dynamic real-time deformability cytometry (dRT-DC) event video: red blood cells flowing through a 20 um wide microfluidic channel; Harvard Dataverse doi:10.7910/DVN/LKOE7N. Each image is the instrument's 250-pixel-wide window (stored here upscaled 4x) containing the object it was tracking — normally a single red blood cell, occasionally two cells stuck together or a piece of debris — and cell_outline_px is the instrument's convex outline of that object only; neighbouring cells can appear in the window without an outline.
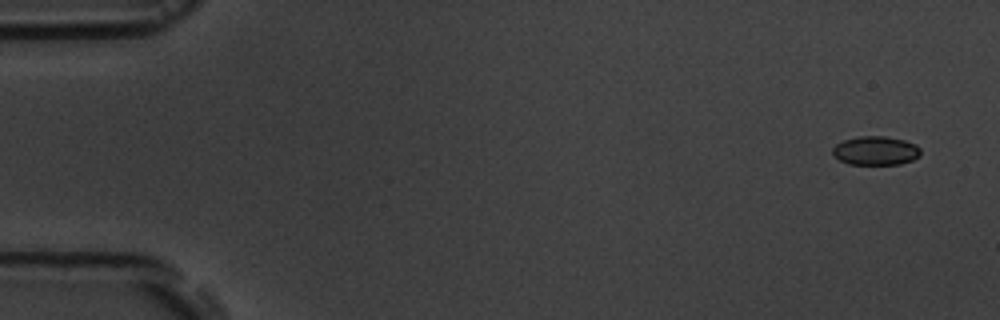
{"species": "common noctule bat (a hibernating species)", "species_latin": "Nyctalus noctula", "temperature_condition": "room temperature", "stored_images_in_passage": 6, "camera_frame_rate_fps": 3000, "um_per_image_px": 0.085, "animal": {"sex": "male", "body_mass_g": 19.5, "forearm_length_mm": 54.6}, "frame": {"image": 1, "passage_image": 1, "time_ms": 0.0, "image_size_px": [1000, 320], "cell_outline_px": [[920, 156], [912, 160], [900, 164], [848, 164], [840, 160], [832, 152], [832, 148], [836, 144], [844, 140], [860, 136], [884, 136], [904, 140], [916, 144], [920, 148]], "centroid_in_image_um": [74.45, 12.8], "position_along_channel_um": 10.6, "area_um2": 14.74}}
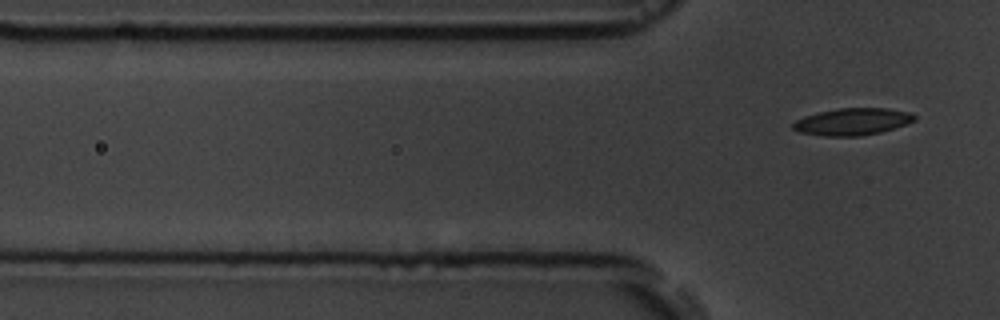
{"frame": {"image": 2, "passage_image": 6, "time_ms": 7.333, "image_size_px": [1000, 320], "cell_outline_px": [[916, 120], [880, 132], [860, 136], [824, 136], [800, 132], [792, 128], [792, 124], [796, 120], [804, 116], [820, 112], [840, 108], [888, 108], [912, 112], [916, 116]], "centroid_in_image_um": [72.47, 10.33], "position_along_channel_um": 53.3, "area_um2": 19.02}}